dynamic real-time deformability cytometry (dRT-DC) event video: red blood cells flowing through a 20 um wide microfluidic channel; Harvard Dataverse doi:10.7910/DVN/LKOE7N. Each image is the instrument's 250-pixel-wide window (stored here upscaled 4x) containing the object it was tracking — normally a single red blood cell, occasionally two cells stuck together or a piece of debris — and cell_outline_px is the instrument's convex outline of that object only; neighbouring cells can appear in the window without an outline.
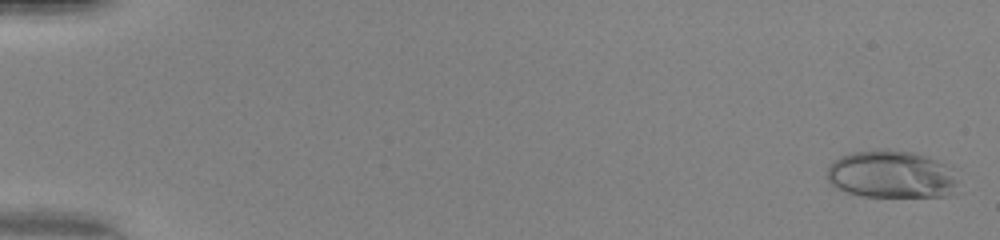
{"species": "human", "species_latin": "Homo sapiens", "temperature_condition": "warm", "stored_images_in_passage": 51, "camera_frame_rate_fps": 3000, "um_per_image_px": 0.085, "donor": {"sex": "female"}, "frame": {"image": 1, "passage_image": 2, "time_ms": 0.333, "image_size_px": [1000, 240], "cell_outline_px": [[964, 192], [948, 196], [860, 196], [844, 192], [836, 188], [828, 180], [828, 168], [832, 160], [840, 156], [852, 152], [876, 148], [888, 148], [912, 152], [928, 156], [952, 168]], "centroid_in_image_um": [75.84, 14.82], "position_along_channel_um": 9.2, "area_um2": 37.51}}
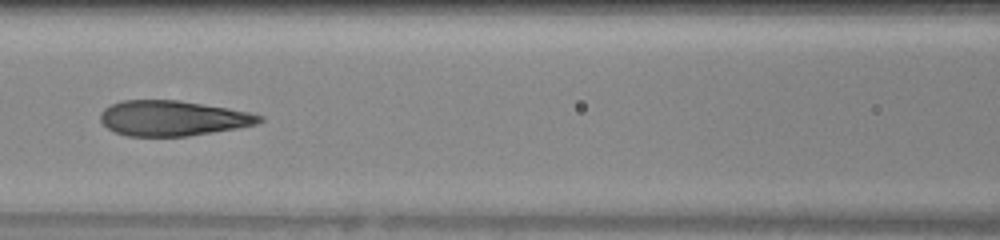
{"frame": {"image": 2, "passage_image": 25, "time_ms": 8.0, "image_size_px": [1000, 240], "cell_outline_px": [[264, 120], [256, 124], [236, 128], [188, 136], [128, 136], [116, 132], [108, 128], [100, 120], [100, 112], [104, 108], [112, 104], [124, 100], [180, 100], [228, 108], [248, 112], [264, 116]], "centroid_in_image_um": [14.68, 10.04], "position_along_channel_um": 151.9, "area_um2": 32.54}}
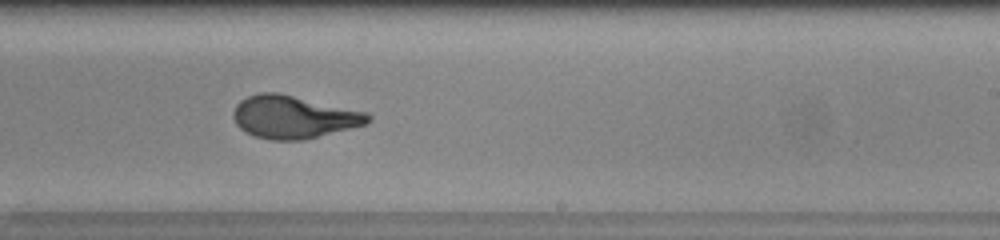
{"frame": {"image": 3, "passage_image": 33, "time_ms": 10.667, "image_size_px": [1000, 240], "cell_outline_px": [[372, 120], [368, 124], [304, 140], [272, 140], [256, 136], [244, 132], [236, 124], [232, 116], [232, 112], [236, 104], [240, 100], [248, 96], [260, 92], [276, 92], [368, 112], [372, 116]], "centroid_in_image_um": [24.96, 9.95], "position_along_channel_um": 264.0, "area_um2": 33.76}, "authors_computed_cell_mechanics": {"area_um2": 33.8708, "velocity_mm_per_s": 4.2133, "shape_relaxation_time_tau1_ms": 6.8912, "shape_relaxation_time_tau2_ms": null, "deformation_change_tau1": 0.3238, "deformation_change_tau2": null}}